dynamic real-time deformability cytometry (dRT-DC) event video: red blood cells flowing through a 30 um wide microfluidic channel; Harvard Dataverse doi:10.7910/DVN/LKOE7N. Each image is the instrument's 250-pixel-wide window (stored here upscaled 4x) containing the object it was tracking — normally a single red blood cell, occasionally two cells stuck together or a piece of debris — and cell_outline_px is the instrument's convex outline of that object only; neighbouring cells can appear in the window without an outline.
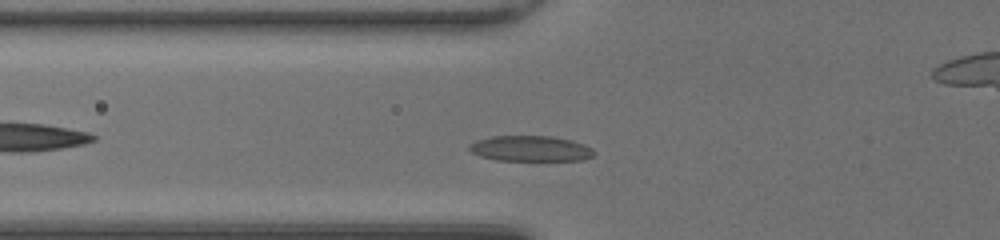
{"species": "common noctule bat (a hibernating species)", "species_latin": "Nyctalus noctula", "temperature_condition": "room temperature", "stored_images_in_passage": 36, "camera_frame_rate_fps": 3000, "um_per_image_px": 0.085, "animal": {"sex": "female", "body_mass_g": 20.0, "forearm_length_mm": 54.0}, "frame": {"image": 1, "passage_image": 5, "time_ms": 1.333, "image_size_px": [1000, 240], "cell_outline_px": [[596, 152], [592, 156], [584, 160], [496, 160], [480, 156], [472, 152], [468, 148], [468, 144], [476, 140], [492, 136], [552, 136], [572, 140], [584, 144], [592, 148]], "centroid_in_image_um": [45.09, 12.62], "position_along_channel_um": 80.7, "area_um2": 18.67}}
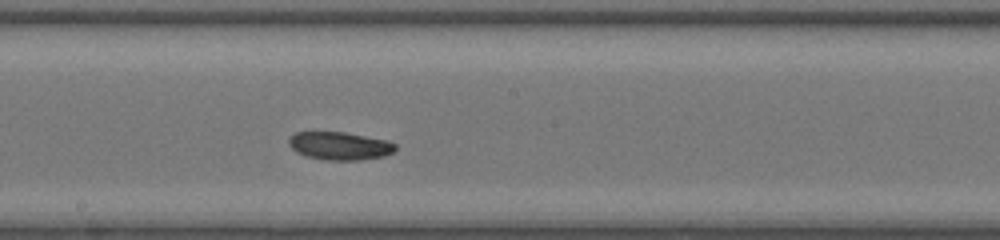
{"frame": {"image": 2, "passage_image": 15, "time_ms": 4.667, "image_size_px": [1000, 240], "cell_outline_px": [[396, 148], [392, 152], [384, 156], [360, 160], [328, 160], [304, 156], [296, 152], [288, 144], [288, 140], [296, 132], [344, 132], [388, 140], [396, 144]], "centroid_in_image_um": [28.88, 12.4], "position_along_channel_um": 219.3, "area_um2": 17.4}}
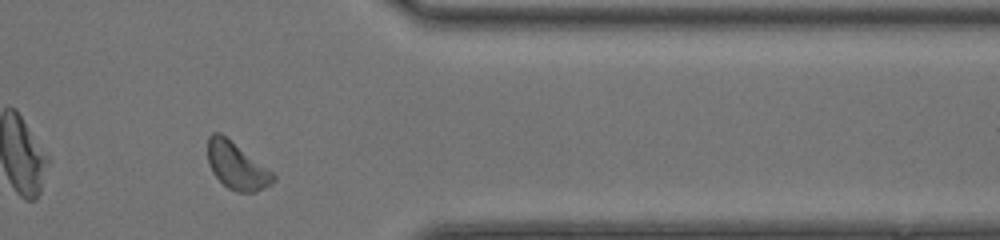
{"frame": {"image": 3, "passage_image": 28, "time_ms": 9.0, "image_size_px": [1000, 240], "cell_outline_px": [[276, 180], [272, 184], [256, 192], [236, 192], [228, 188], [212, 172], [208, 164], [208, 136], [212, 132], [220, 132], [272, 172], [276, 176]], "centroid_in_image_um": [20.11, 14.11], "position_along_channel_um": 391.3, "area_um2": 17.74}, "authors_computed_cell_mechanics": {"area_um2": 17.8313, "velocity_mm_per_s": 4.1475, "shape_relaxation_time_tau1_ms": 2.4163, "shape_relaxation_time_tau2_ms": 5.101, "deformation_change_tau1": 0.0922, "deformation_change_tau2": 0.0809}}